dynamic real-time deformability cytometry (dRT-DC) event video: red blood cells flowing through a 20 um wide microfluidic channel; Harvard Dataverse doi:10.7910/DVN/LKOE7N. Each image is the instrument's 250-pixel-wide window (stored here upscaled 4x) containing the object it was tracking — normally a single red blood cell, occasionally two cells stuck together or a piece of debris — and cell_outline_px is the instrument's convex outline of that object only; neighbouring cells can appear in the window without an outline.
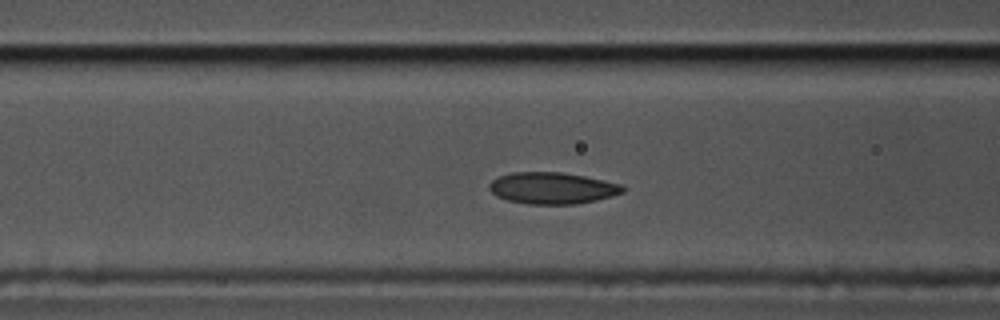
{"species": "common noctule bat (a hibernating species)", "species_latin": "Nyctalus noctula", "temperature_condition": "cold", "stored_images_in_passage": 43, "camera_frame_rate_fps": 3000, "um_per_image_px": 0.085, "animal": {"sex": "male", "body_mass_g": 17.5, "forearm_length_mm": 52.3}, "frame": {"image": 1, "passage_image": 19, "time_ms": 6.0, "image_size_px": [1000, 320], "cell_outline_px": [[624, 192], [612, 196], [596, 200], [576, 204], [528, 204], [508, 200], [496, 196], [488, 188], [488, 184], [496, 176], [512, 172], [560, 172], [584, 176], [624, 184]], "centroid_in_image_um": [46.93, 15.98], "position_along_channel_um": 119.7, "area_um2": 24.74}}
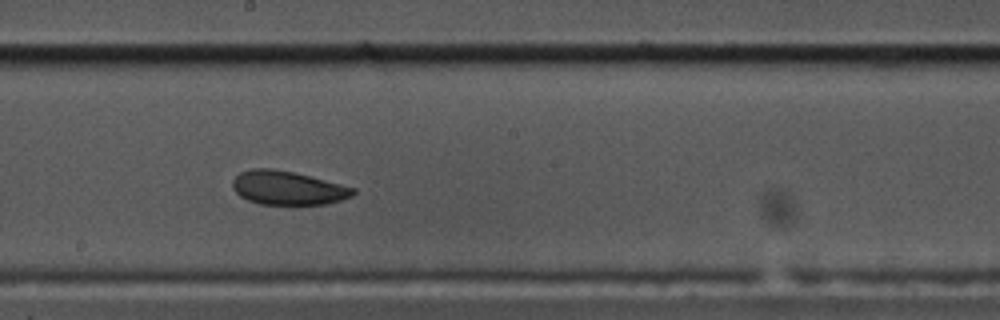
{"frame": {"image": 2, "passage_image": 28, "time_ms": 9.0, "image_size_px": [1000, 320], "cell_outline_px": [[356, 192], [352, 196], [328, 204], [260, 204], [248, 200], [240, 196], [232, 188], [232, 180], [240, 172], [252, 168], [272, 168], [292, 172], [356, 188]], "centroid_in_image_um": [24.43, 15.97], "position_along_channel_um": 223.8, "area_um2": 23.58}}
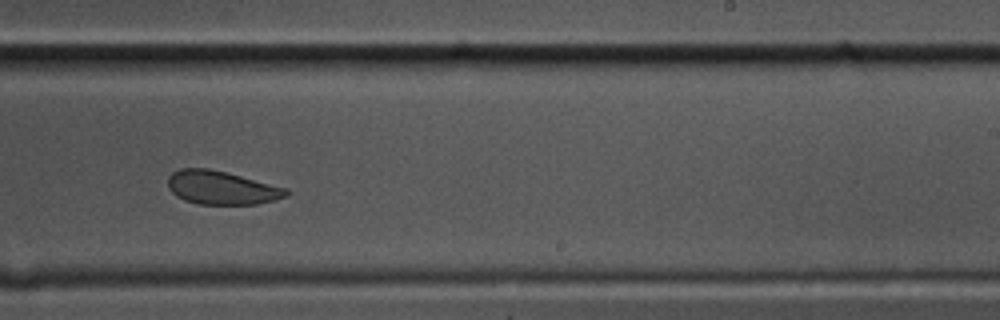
{"frame": {"image": 3, "passage_image": 32, "time_ms": 10.333, "image_size_px": [1000, 320], "cell_outline_px": [[288, 196], [276, 200], [256, 204], [200, 204], [184, 200], [176, 196], [168, 188], [168, 176], [172, 172], [180, 168], [208, 168], [288, 188]], "centroid_in_image_um": [18.82, 15.96], "position_along_channel_um": 270.2, "area_um2": 23.06}, "authors_computed_cell_mechanics": {"area_um2": 24.276, "velocity_mm_per_s": 3.483, "shape_relaxation_time_tau1_ms": 4.8282, "shape_relaxation_time_tau2_ms": 3.8577, "deformation_change_tau1": 0.114, "deformation_change_tau2": 0.0934}}